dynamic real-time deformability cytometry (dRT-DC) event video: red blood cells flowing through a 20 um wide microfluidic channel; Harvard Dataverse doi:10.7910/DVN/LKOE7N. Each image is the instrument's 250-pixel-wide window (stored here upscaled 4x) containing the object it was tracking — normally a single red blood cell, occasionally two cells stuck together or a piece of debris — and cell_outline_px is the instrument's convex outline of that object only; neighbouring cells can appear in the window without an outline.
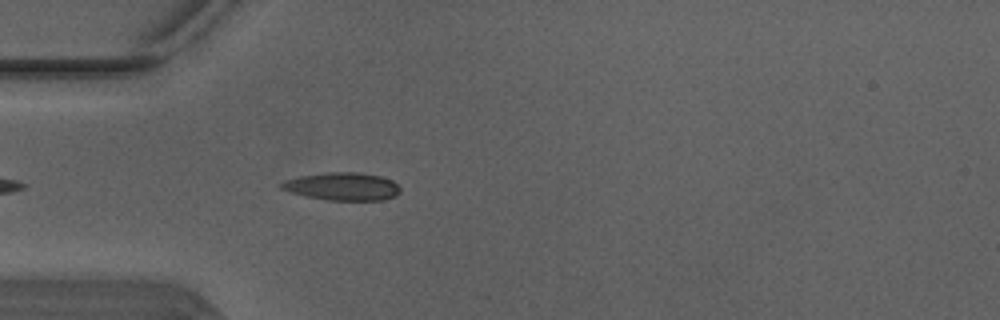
{"species": "Egyptian fruit bat (a non-hibernating species)", "species_latin": "Rousettus aegyptiacus", "temperature_condition": "warm", "stored_images_in_passage": 4, "camera_frame_rate_fps": 3000, "um_per_image_px": 0.085, "animal": {"sex": "male"}, "frame": {"image": 1, "passage_image": 4, "time_ms": 1.0, "image_size_px": [1000, 320], "cell_outline_px": [[400, 192], [396, 196], [384, 200], [328, 200], [308, 196], [292, 192], [280, 188], [280, 184], [284, 180], [300, 176], [328, 172], [356, 172], [380, 176], [392, 180], [400, 188]], "centroid_in_image_um": [29.13, 15.84], "position_along_channel_um": 55.9, "area_um2": 19.13}}